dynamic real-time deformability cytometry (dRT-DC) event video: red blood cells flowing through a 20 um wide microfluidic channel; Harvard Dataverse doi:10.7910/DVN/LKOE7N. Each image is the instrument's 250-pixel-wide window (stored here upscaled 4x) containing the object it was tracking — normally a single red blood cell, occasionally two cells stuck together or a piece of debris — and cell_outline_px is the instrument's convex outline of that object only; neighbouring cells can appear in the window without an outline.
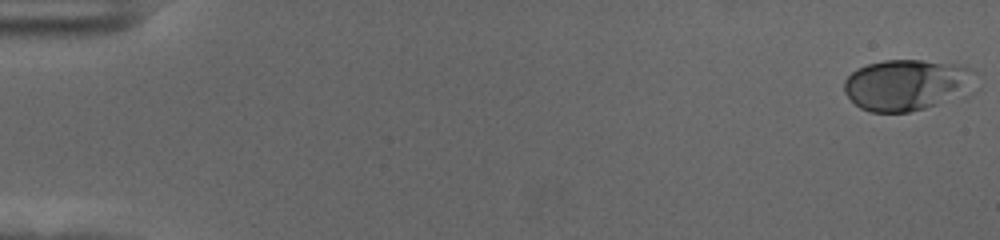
{"species": "human", "species_latin": "Homo sapiens", "temperature_condition": "cold", "stored_images_in_passage": 57, "camera_frame_rate_fps": 3000, "um_per_image_px": 0.085, "donor": {"sex": "female"}, "frame": {"image": 1, "passage_image": 1, "time_ms": 0.0, "image_size_px": [1000, 240], "cell_outline_px": [[980, 88], [976, 92], [968, 96], [924, 108], [908, 112], [872, 112], [860, 108], [844, 92], [844, 80], [856, 68], [868, 64], [884, 60], [920, 60], [956, 64], [972, 68], [976, 72]], "centroid_in_image_um": [77.24, 7.22], "position_along_channel_um": 7.8, "area_um2": 40.4}}
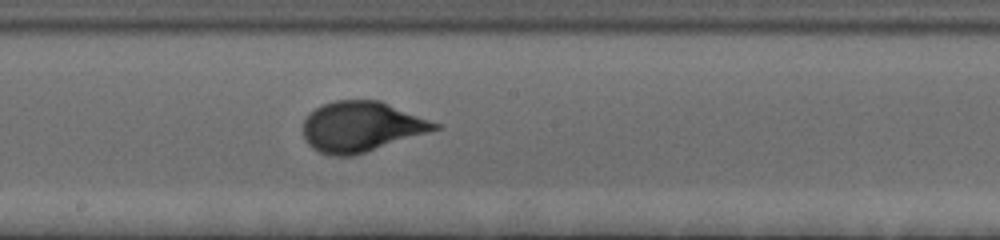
{"frame": {"image": 2, "passage_image": 32, "time_ms": 10.333, "image_size_px": [1000, 240], "cell_outline_px": [[444, 128], [352, 156], [328, 156], [312, 148], [308, 144], [304, 136], [304, 120], [320, 104], [336, 100], [380, 100], [440, 124]], "centroid_in_image_um": [30.73, 10.77], "position_along_channel_um": 217.5, "area_um2": 38.55}}
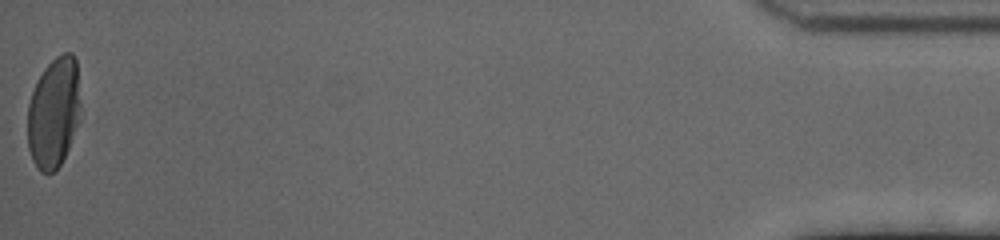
{"frame": {"image": 3, "passage_image": 57, "time_ms": 18.667, "image_size_px": [1000, 240], "cell_outline_px": [[80, 120], [68, 148], [60, 164], [52, 172], [40, 172], [32, 160], [28, 148], [28, 104], [32, 92], [44, 68], [56, 56], [64, 52], [72, 52], [76, 60], [80, 104]], "centroid_in_image_um": [4.57, 9.56], "position_along_channel_um": 430.6, "area_um2": 34.04}, "authors_computed_cell_mechanics": {"area_um2": 36.1828, "velocity_mm_per_s": 3.6036, "shape_relaxation_time_tau1_ms": 3.1875, "shape_relaxation_time_tau2_ms": null, "deformation_change_tau1": 0.1571, "deformation_change_tau2": null}}